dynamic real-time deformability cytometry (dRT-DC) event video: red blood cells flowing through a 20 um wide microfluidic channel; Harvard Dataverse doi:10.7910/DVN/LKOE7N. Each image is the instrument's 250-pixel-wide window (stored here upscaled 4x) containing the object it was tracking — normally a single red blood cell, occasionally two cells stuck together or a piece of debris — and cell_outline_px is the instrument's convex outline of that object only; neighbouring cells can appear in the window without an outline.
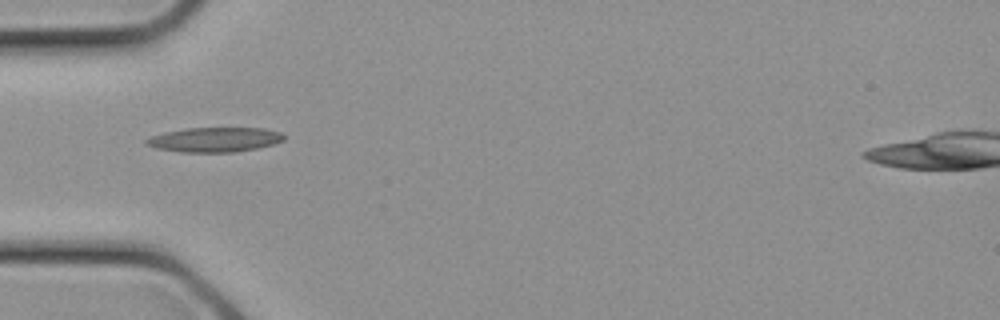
{"species": "common noctule bat (a hibernating species)", "species_latin": "Nyctalus noctula", "temperature_condition": "cold", "stored_images_in_passage": 20, "camera_frame_rate_fps": 3000, "um_per_image_px": 0.085, "animal": {"sex": "female", "body_mass_g": 21.9}, "frame": {"image": 1, "passage_image": 1, "time_ms": 0.0, "image_size_px": [1000, 320], "cell_outline_px": [[284, 140], [272, 144], [256, 148], [232, 152], [180, 152], [156, 148], [144, 144], [144, 140], [152, 136], [164, 132], [184, 128], [264, 128], [280, 132], [284, 136]], "centroid_in_image_um": [18.2, 11.86], "position_along_channel_um": 66.8, "area_um2": 19.71}}
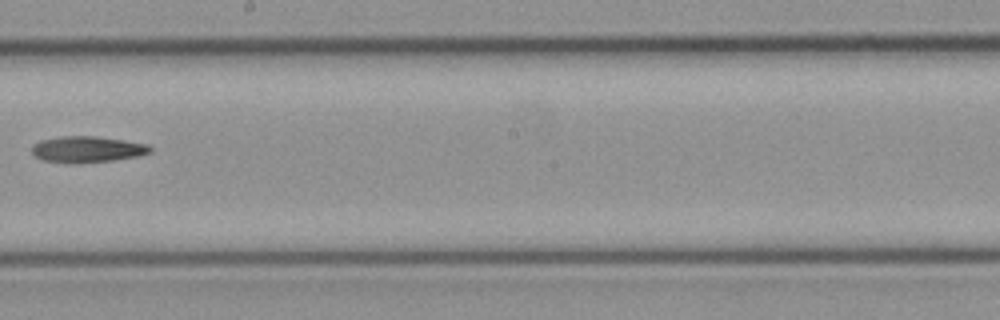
{"frame": {"image": 2, "passage_image": 8, "time_ms": 2.333, "image_size_px": [1000, 320], "cell_outline_px": [[152, 152], [140, 156], [112, 160], [72, 164], [44, 160], [32, 156], [32, 144], [40, 140], [60, 136], [96, 136], [124, 140], [148, 144], [152, 148]], "centroid_in_image_um": [7.4, 12.69], "position_along_channel_um": 240.8, "area_um2": 18.32}}
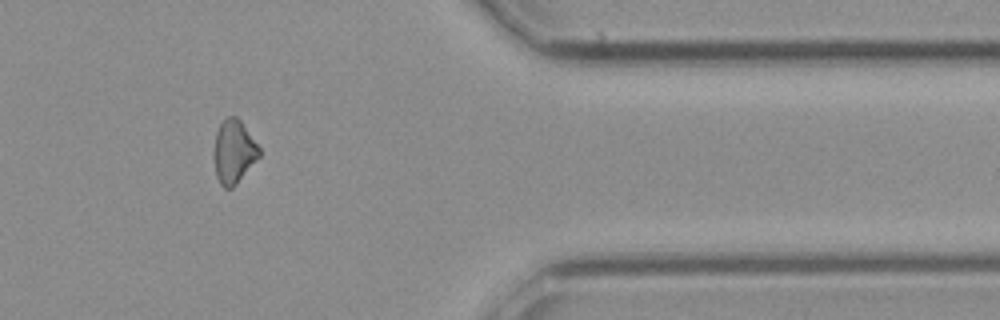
{"frame": {"image": 3, "passage_image": 15, "time_ms": 4.667, "image_size_px": [1000, 320], "cell_outline_px": [[260, 156], [236, 184], [232, 188], [224, 188], [220, 184], [216, 176], [212, 156], [212, 148], [216, 132], [220, 124], [228, 116], [236, 116], [240, 120], [260, 148]], "centroid_in_image_um": [19.83, 12.9], "position_along_channel_um": 391.6, "area_um2": 16.94}}